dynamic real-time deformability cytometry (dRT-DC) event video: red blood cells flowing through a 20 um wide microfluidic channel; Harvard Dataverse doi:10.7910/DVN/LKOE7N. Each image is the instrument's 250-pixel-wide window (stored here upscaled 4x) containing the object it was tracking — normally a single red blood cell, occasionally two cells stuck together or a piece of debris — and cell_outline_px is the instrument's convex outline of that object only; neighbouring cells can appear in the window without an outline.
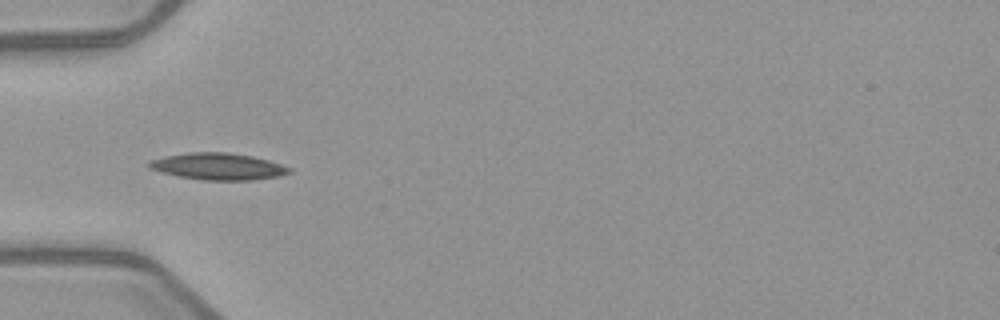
{"species": "common noctule bat (a hibernating species)", "species_latin": "Nyctalus noctula", "temperature_condition": "warm", "stored_images_in_passage": 36, "camera_frame_rate_fps": 3000, "um_per_image_px": 0.085, "animal": {"sex": "female", "body_mass_g": 21.9}, "frame": {"image": 1, "passage_image": 1, "time_ms": 0.0, "image_size_px": [1000, 320], "cell_outline_px": [[292, 172], [280, 176], [252, 180], [204, 180], [176, 176], [160, 172], [148, 168], [148, 160], [164, 156], [188, 152], [228, 152], [252, 156], [268, 160], [292, 168]], "centroid_in_image_um": [18.51, 14.14], "position_along_channel_um": 66.5, "area_um2": 22.08}}
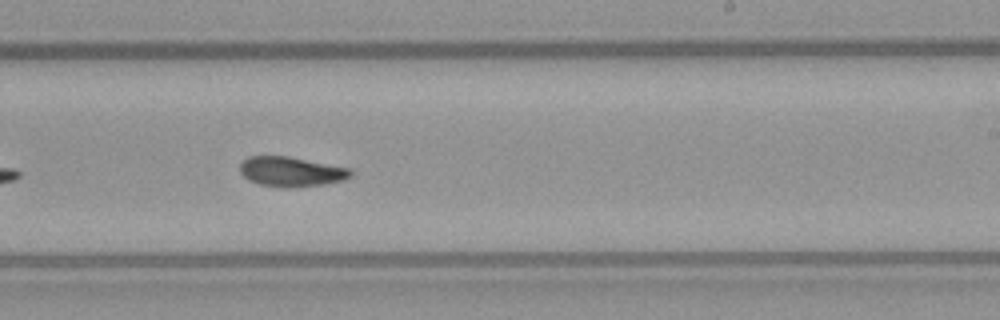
{"frame": {"image": 2, "passage_image": 16, "time_ms": 5.0, "image_size_px": [1000, 320], "cell_outline_px": [[352, 176], [344, 180], [324, 184], [284, 188], [260, 184], [248, 180], [240, 172], [240, 164], [248, 156], [288, 156], [352, 168]], "centroid_in_image_um": [24.77, 14.58], "position_along_channel_um": 264.2, "area_um2": 19.31}}
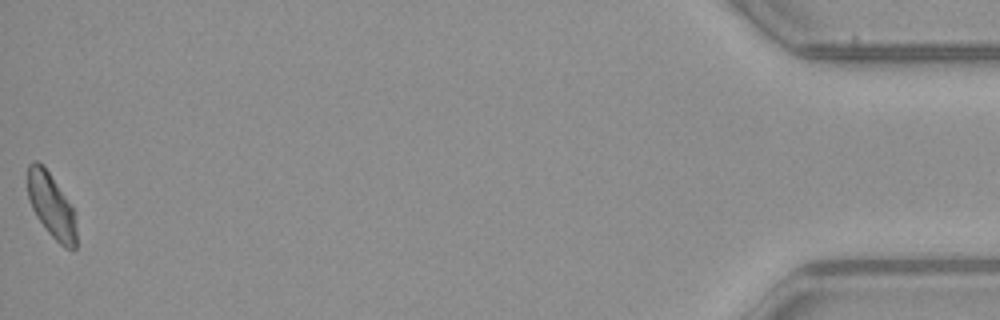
{"frame": {"image": 3, "passage_image": 36, "time_ms": 11.667, "image_size_px": [1000, 320], "cell_outline_px": [[76, 248], [64, 248], [48, 232], [36, 216], [32, 208], [28, 196], [28, 164], [32, 160], [36, 160], [44, 164], [72, 208], [76, 228]], "centroid_in_image_um": [4.34, 17.45], "position_along_channel_um": 430.9, "area_um2": 18.03}, "authors_computed_cell_mechanics": {"area_um2": 19.2474, "velocity_mm_per_s": 3.9662, "shape_relaxation_time_tau1_ms": 4.439, "shape_relaxation_time_tau2_ms": 3.8289, "deformation_change_tau1": 0.1585, "deformation_change_tau2": 0.0913}}